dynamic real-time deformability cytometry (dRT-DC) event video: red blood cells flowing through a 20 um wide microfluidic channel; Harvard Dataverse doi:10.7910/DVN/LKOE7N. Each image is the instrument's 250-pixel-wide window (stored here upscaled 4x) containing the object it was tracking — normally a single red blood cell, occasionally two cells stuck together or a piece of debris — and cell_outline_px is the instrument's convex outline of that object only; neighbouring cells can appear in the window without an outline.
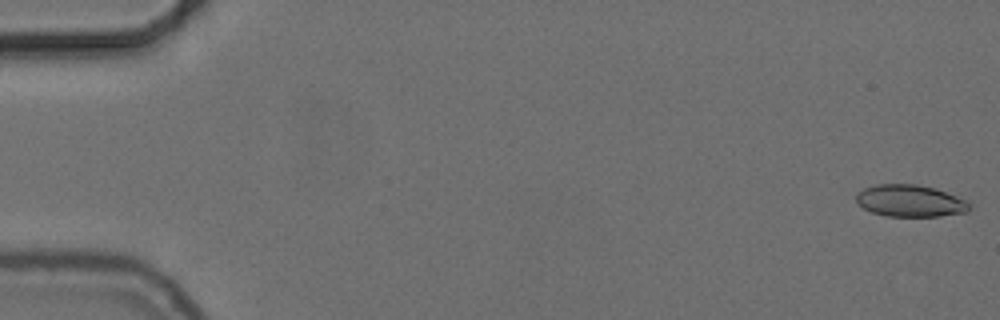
{"species": "common noctule bat (a hibernating species)", "species_latin": "Nyctalus noctula", "temperature_condition": "cold", "stored_images_in_passage": 17, "camera_frame_rate_fps": 3000, "um_per_image_px": 0.085, "animal": {"sex": "female", "body_mass_g": 24.6, "forearm_length_mm": 56.2}, "frame": {"image": 1, "passage_image": 1, "time_ms": 0.0, "image_size_px": [1000, 320], "cell_outline_px": [[968, 212], [940, 216], [888, 216], [872, 212], [864, 208], [856, 200], [856, 192], [864, 188], [876, 184], [916, 184], [932, 188], [968, 200]], "centroid_in_image_um": [77.34, 17.07], "position_along_channel_um": 7.7, "area_um2": 20.87}}
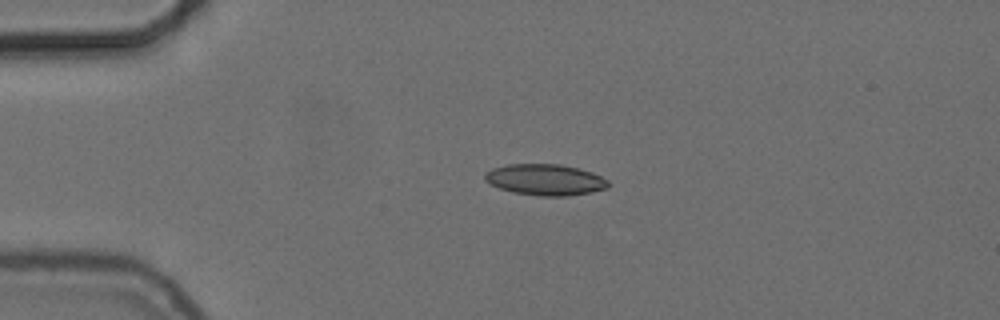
{"frame": {"image": 2, "passage_image": 13, "time_ms": 4.0, "image_size_px": [1000, 320], "cell_outline_px": [[612, 184], [608, 188], [592, 192], [568, 196], [540, 196], [512, 192], [500, 188], [484, 180], [484, 172], [492, 168], [508, 164], [560, 164], [580, 168], [592, 172], [608, 180]], "centroid_in_image_um": [46.37, 15.27], "position_along_channel_um": 38.6, "area_um2": 22.66}}